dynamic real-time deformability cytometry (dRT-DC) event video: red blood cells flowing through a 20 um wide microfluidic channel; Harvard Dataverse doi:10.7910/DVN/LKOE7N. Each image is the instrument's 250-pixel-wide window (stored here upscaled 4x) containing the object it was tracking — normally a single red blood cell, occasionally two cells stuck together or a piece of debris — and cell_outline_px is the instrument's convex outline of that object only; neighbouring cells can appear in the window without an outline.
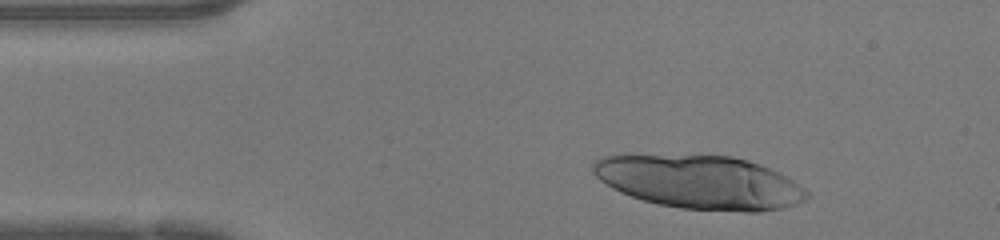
{"species": "human", "species_latin": "Homo sapiens", "temperature_condition": "warm", "stored_images_in_passage": 19, "camera_frame_rate_fps": 3000, "um_per_image_px": 0.085, "donor": {"sex": "female"}, "frame": {"image": 1, "passage_image": 4, "time_ms": 1.0, "image_size_px": [1000, 240], "cell_outline_px": [[812, 196], [796, 204], [780, 208], [760, 212], [744, 212], [680, 208], [660, 204], [644, 200], [620, 192], [612, 188], [600, 180], [592, 172], [592, 164], [596, 160], [604, 156], [732, 156], [748, 160], [760, 164], [792, 180], [804, 188]], "centroid_in_image_um": [59.52, 15.5], "position_along_channel_um": 25.5, "area_um2": 65.89}}